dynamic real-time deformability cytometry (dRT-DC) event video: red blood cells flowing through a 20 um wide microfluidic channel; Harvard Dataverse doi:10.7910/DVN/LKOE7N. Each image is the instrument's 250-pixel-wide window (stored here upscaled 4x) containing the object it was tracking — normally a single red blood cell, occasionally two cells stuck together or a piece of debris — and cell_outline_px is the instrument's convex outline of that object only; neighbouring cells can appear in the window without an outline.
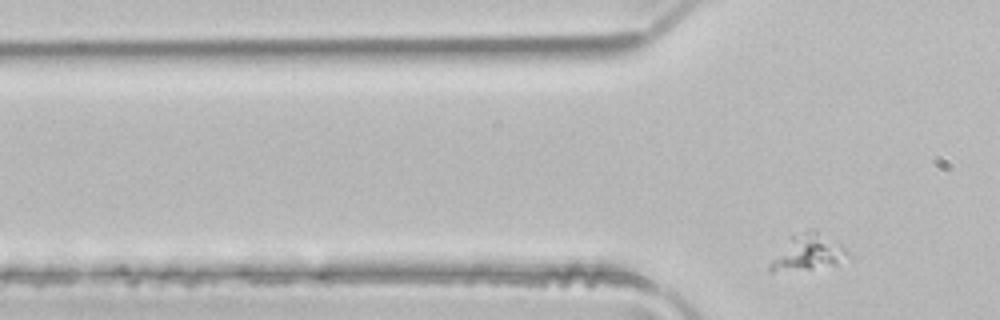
{"species": "common noctule bat (a hibernating species)", "species_latin": "Nyctalus noctula", "temperature_condition": "room temperature", "stored_images_in_passage": 4, "segment_of_instrument_passage": [2, 2], "camera_frame_rate_fps": 3000, "um_per_image_px": 0.085, "animal": {"sex": "male", "body_mass_g": 21.5, "forearm_length_mm": 52.0}, "frame": {"image": 1, "passage_image": 4, "time_ms": 1.0, "image_size_px": [1000, 320], "cell_outline_px": [[848, 256], [836, 264], [812, 268], [772, 272], [768, 272], [768, 264], [792, 236], [808, 228], [816, 228], [840, 244], [848, 252]], "centroid_in_image_um": [68.67, 21.43], "position_along_channel_um": 57.1, "area_um2": 15.95}}